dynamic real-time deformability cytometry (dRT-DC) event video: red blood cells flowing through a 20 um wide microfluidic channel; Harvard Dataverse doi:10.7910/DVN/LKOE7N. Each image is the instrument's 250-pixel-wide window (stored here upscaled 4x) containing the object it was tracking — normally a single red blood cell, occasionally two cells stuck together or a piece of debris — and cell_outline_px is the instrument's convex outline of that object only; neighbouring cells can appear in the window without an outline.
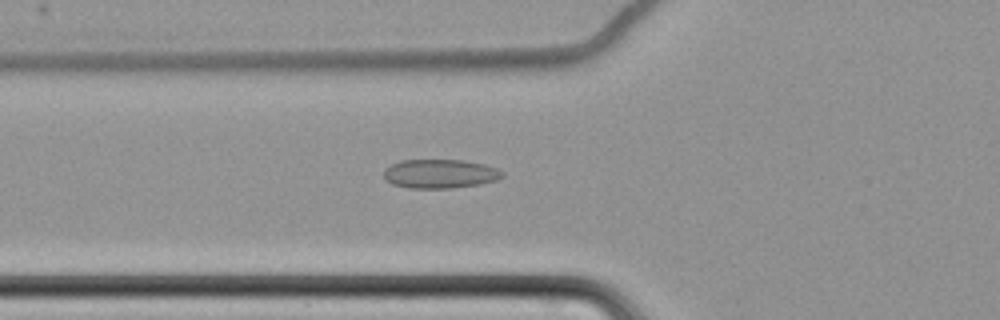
{"species": "common noctule bat (a hibernating species)", "species_latin": "Nyctalus noctula", "temperature_condition": "cold", "stored_images_in_passage": 63, "camera_frame_rate_fps": 3000, "um_per_image_px": 0.085, "animal": {"sex": "female", "body_mass_g": 22.7, "forearm_length_mm": 54.2}, "frame": {"image": 1, "passage_image": 26, "time_ms": 8.333, "image_size_px": [1000, 320], "cell_outline_px": [[504, 176], [496, 180], [480, 184], [448, 188], [408, 188], [392, 184], [384, 176], [384, 168], [400, 160], [464, 160], [484, 164], [496, 168], [504, 172]], "centroid_in_image_um": [37.4, 14.76], "position_along_channel_um": 88.4, "area_um2": 20.0}}
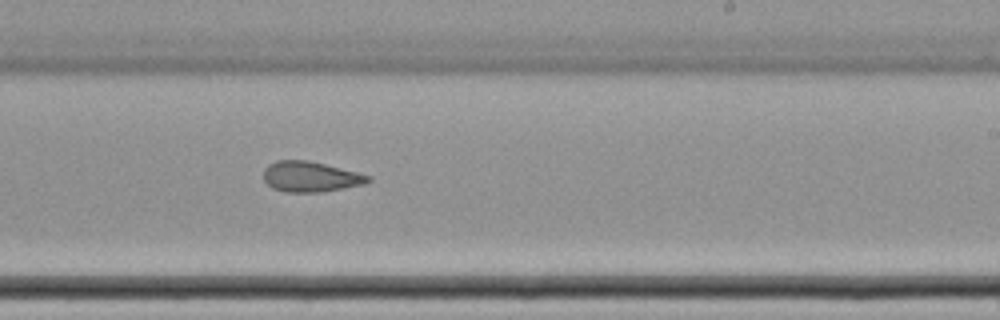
{"frame": {"image": 2, "passage_image": 41, "time_ms": 13.333, "image_size_px": [1000, 320], "cell_outline_px": [[372, 180], [364, 184], [316, 192], [284, 192], [272, 188], [264, 180], [264, 168], [268, 164], [276, 160], [308, 160], [372, 176]], "centroid_in_image_um": [26.35, 15.01], "position_along_channel_um": 262.6, "area_um2": 18.38}}
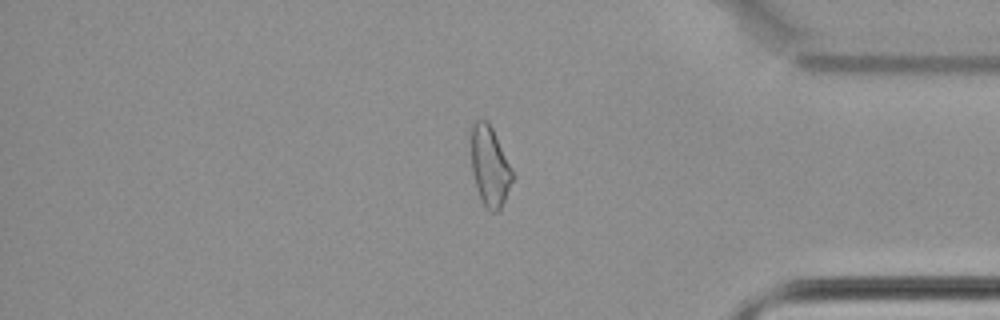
{"frame": {"image": 3, "passage_image": 54, "time_ms": 17.667, "image_size_px": [1000, 320], "cell_outline_px": [[516, 176], [500, 208], [496, 212], [488, 212], [484, 208], [476, 188], [472, 172], [472, 124], [476, 120], [488, 120]], "centroid_in_image_um": [41.65, 14.18], "position_along_channel_um": 393.5, "area_um2": 19.36}, "authors_computed_cell_mechanics": {"area_um2": 20.7502, "velocity_mm_per_s": 3.4863, "shape_relaxation_time_tau1_ms": null, "shape_relaxation_time_tau2_ms": 2.7609, "deformation_change_tau1": null, "deformation_change_tau2": 0.0845}}